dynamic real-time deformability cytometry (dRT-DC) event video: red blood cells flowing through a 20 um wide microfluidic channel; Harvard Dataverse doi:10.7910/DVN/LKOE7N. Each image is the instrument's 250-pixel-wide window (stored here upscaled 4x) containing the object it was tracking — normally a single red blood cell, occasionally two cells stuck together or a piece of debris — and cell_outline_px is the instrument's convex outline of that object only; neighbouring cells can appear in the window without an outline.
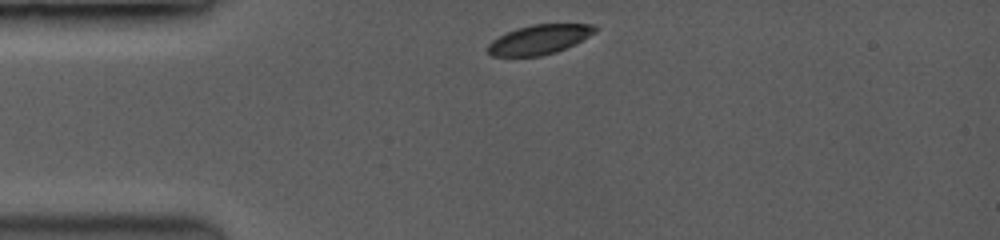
{"species": "common noctule bat (a hibernating species)", "species_latin": "Nyctalus noctula", "temperature_condition": "room temperature", "stored_images_in_passage": 10, "camera_frame_rate_fps": 3500, "um_per_image_px": 0.085, "animal": {"sex": "female", "body_mass_g": 19.0, "forearm_length_mm": 53.3}, "frame": {"image": 1, "passage_image": 1, "time_ms": 0.0, "image_size_px": [1000, 240], "cell_outline_px": [[596, 32], [564, 48], [540, 56], [492, 56], [488, 52], [488, 44], [492, 40], [516, 28], [532, 24], [592, 24], [596, 28]], "centroid_in_image_um": [45.79, 3.35], "position_along_channel_um": 39.2, "area_um2": 17.98}}